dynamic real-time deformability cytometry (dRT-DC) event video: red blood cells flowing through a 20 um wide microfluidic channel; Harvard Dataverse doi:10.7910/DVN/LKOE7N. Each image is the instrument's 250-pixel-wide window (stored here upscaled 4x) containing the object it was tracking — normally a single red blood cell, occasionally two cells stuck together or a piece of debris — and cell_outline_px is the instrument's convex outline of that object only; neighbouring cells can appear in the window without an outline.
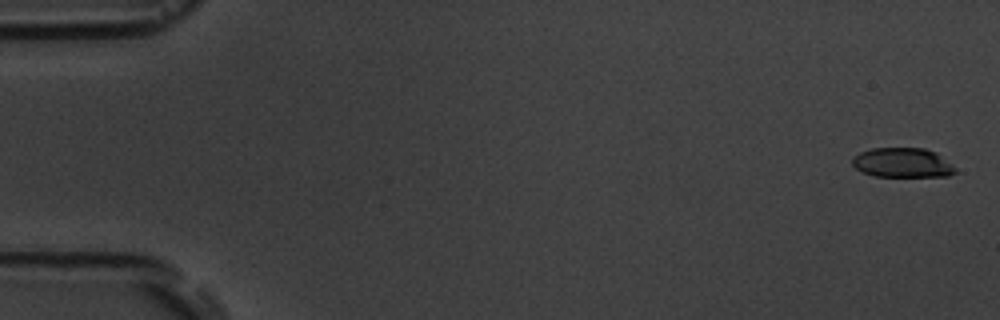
{"species": "common noctule bat (a hibernating species)", "species_latin": "Nyctalus noctula", "temperature_condition": "room temperature", "stored_images_in_passage": 5, "camera_frame_rate_fps": 3000, "um_per_image_px": 0.085, "animal": {"sex": "male", "body_mass_g": 19.5, "forearm_length_mm": 54.6}, "frame": {"image": 1, "passage_image": 1, "time_ms": 0.0, "image_size_px": [1000, 320], "cell_outline_px": [[956, 172], [948, 176], [876, 176], [860, 172], [852, 164], [852, 160], [860, 152], [872, 148], [924, 148], [936, 152], [952, 164], [956, 168]], "centroid_in_image_um": [76.73, 13.83], "position_along_channel_um": 8.3, "area_um2": 17.74}}
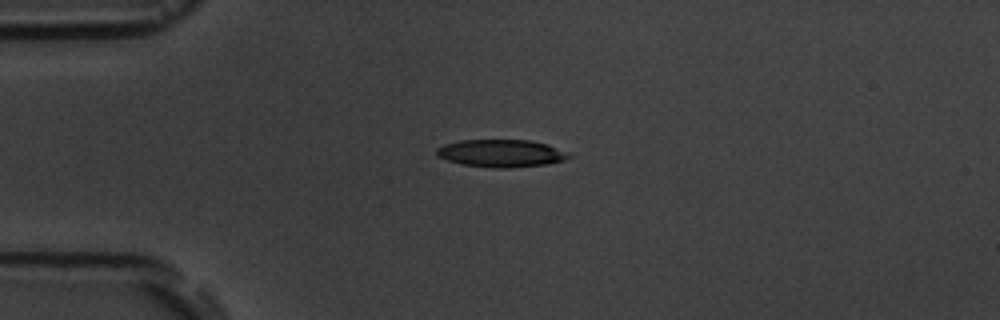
{"frame": {"image": 2, "passage_image": 4, "time_ms": 4.333, "image_size_px": [1000, 320], "cell_outline_px": [[572, 156], [564, 160], [548, 164], [512, 168], [492, 168], [460, 164], [448, 160], [440, 156], [436, 152], [436, 148], [444, 144], [460, 140], [532, 140], [548, 144]], "centroid_in_image_um": [42.59, 13.03], "position_along_channel_um": 42.4, "area_um2": 21.21}}